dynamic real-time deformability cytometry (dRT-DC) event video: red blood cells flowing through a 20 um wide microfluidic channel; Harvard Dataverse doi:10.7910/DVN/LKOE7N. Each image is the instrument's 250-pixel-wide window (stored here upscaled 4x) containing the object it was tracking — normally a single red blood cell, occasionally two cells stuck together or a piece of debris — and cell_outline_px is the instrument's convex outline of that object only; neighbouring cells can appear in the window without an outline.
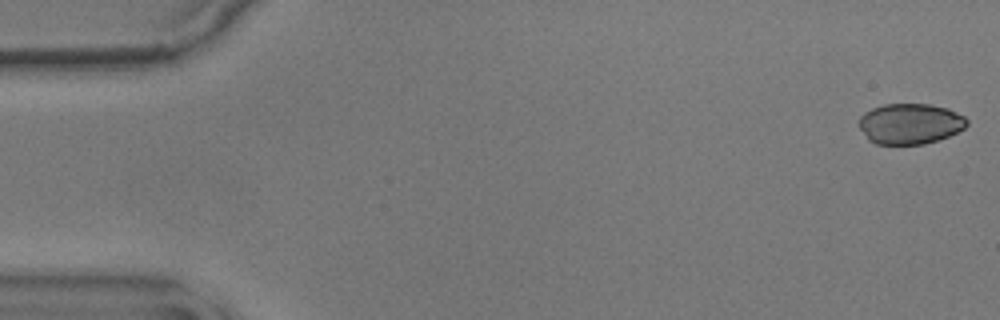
{"species": "common noctule bat (a hibernating species)", "species_latin": "Nyctalus noctula", "temperature_condition": "warm", "stored_images_in_passage": 56, "camera_frame_rate_fps": 3000, "um_per_image_px": 0.085, "animal": {"sex": "male", "body_mass_g": 17.9}, "frame": {"image": 1, "passage_image": 1, "time_ms": 0.0, "image_size_px": [1000, 320], "cell_outline_px": [[968, 124], [964, 128], [948, 136], [924, 144], [876, 144], [868, 140], [860, 128], [860, 116], [864, 112], [872, 108], [884, 104], [928, 104], [948, 108], [964, 116], [968, 120]], "centroid_in_image_um": [77.35, 10.51], "position_along_channel_um": 7.6, "area_um2": 25.49}}
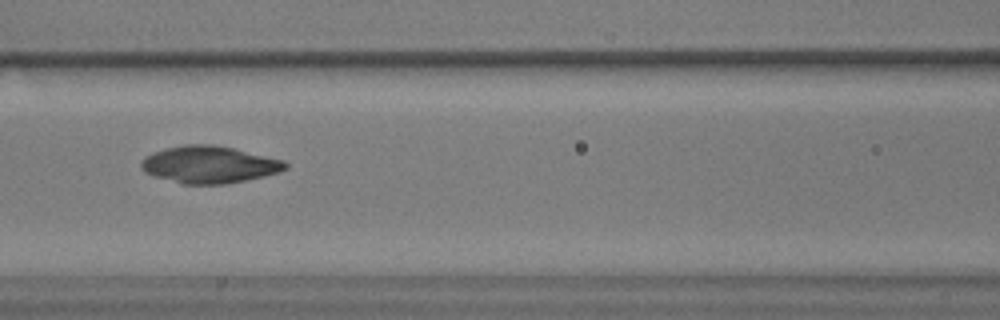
{"frame": {"image": 2, "passage_image": 24, "time_ms": 7.667, "image_size_px": [1000, 320], "cell_outline_px": [[288, 168], [280, 172], [264, 176], [228, 184], [180, 184], [152, 176], [144, 172], [140, 168], [140, 160], [144, 156], [152, 152], [184, 144], [212, 144], [232, 148], [284, 160], [288, 164]], "centroid_in_image_um": [17.75, 14.0], "position_along_channel_um": 148.9, "area_um2": 31.5}}
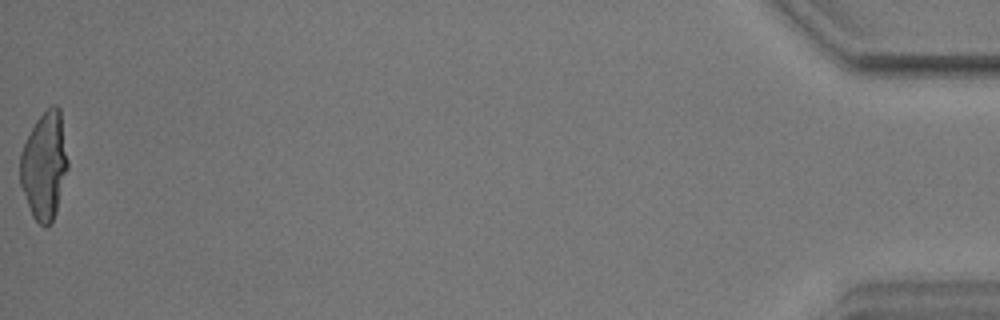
{"frame": {"image": 3, "passage_image": 56, "time_ms": 18.333, "image_size_px": [1000, 320], "cell_outline_px": [[68, 168], [56, 212], [52, 220], [44, 228], [32, 216], [20, 184], [20, 152], [36, 120], [52, 104], [56, 104], [60, 108], [68, 160]], "centroid_in_image_um": [3.77, 14.07], "position_along_channel_um": 431.4, "area_um2": 29.77}}